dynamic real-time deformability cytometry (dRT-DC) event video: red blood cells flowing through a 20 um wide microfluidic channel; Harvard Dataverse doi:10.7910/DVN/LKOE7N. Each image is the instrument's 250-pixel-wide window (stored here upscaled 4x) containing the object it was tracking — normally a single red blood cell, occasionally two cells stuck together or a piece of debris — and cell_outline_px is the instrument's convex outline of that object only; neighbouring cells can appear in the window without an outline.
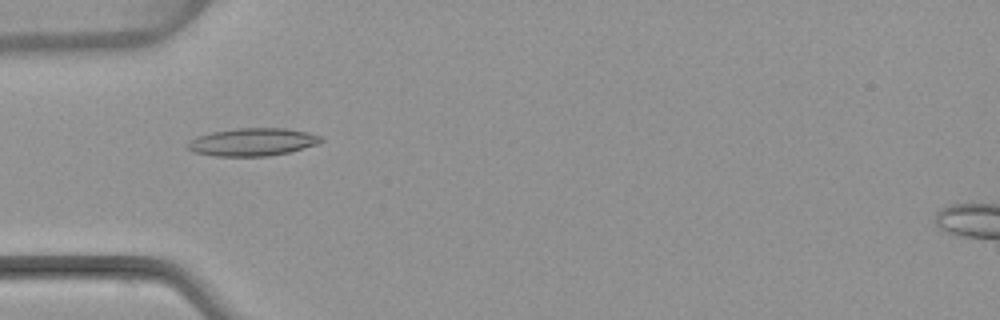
{"species": "common noctule bat (a hibernating species)", "species_latin": "Nyctalus noctula", "temperature_condition": "warm", "stored_images_in_passage": 5, "camera_frame_rate_fps": 3000, "um_per_image_px": 0.085, "animal": {"sex": "female", "body_mass_g": 22.7, "forearm_length_mm": 54.2}, "frame": {"image": 1, "passage_image": 4, "time_ms": 4.333, "image_size_px": [1000, 320], "cell_outline_px": [[324, 140], [316, 144], [288, 152], [268, 156], [216, 156], [192, 152], [188, 148], [188, 140], [196, 136], [212, 132], [236, 128], [284, 128], [308, 132], [320, 136]], "centroid_in_image_um": [21.42, 12.06], "position_along_channel_um": 63.6, "area_um2": 21.5}}
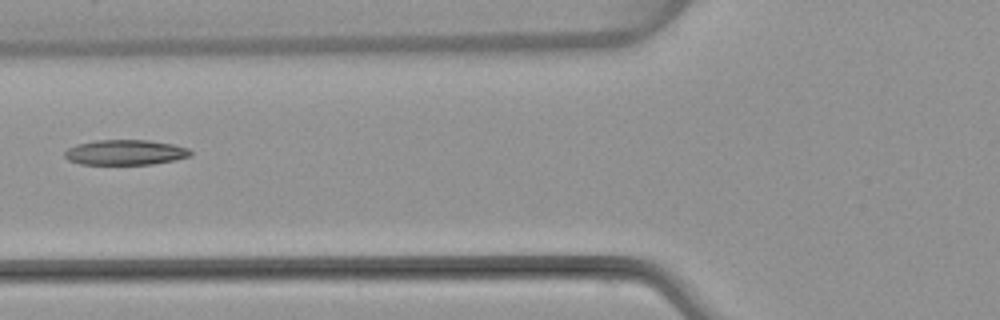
{"frame": {"image": 2, "passage_image": 5, "time_ms": 5.667, "image_size_px": [1000, 320], "cell_outline_px": [[192, 156], [176, 160], [152, 164], [80, 164], [68, 160], [64, 156], [64, 152], [68, 148], [76, 144], [96, 140], [148, 140], [172, 144], [188, 148], [192, 152]], "centroid_in_image_um": [10.65, 12.95], "position_along_channel_um": 115.1, "area_um2": 18.55}}